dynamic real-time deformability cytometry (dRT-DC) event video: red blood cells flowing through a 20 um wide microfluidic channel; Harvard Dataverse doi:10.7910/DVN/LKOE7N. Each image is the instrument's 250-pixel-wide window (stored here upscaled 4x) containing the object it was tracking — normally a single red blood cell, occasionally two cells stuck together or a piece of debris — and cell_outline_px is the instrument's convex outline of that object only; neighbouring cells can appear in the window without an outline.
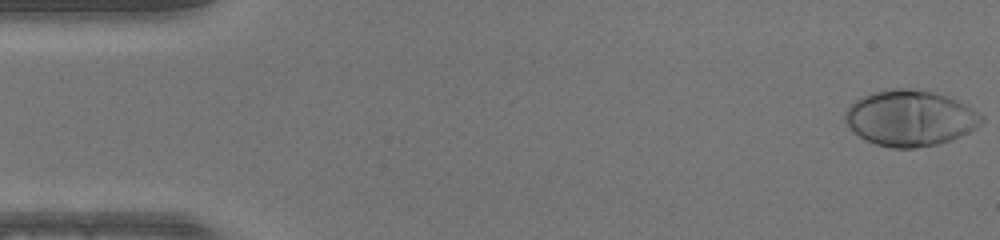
{"species": "human", "species_latin": "Homo sapiens", "temperature_condition": "warm", "stored_images_in_passage": 50, "camera_frame_rate_fps": 3000, "um_per_image_px": 0.085, "donor": {"sex": "male"}, "frame": {"image": 1, "passage_image": 1, "time_ms": 0.0, "image_size_px": [1000, 240], "cell_outline_px": [[984, 124], [960, 136], [936, 144], [916, 148], [892, 148], [876, 144], [852, 132], [844, 120], [844, 112], [860, 96], [872, 92], [888, 88], [912, 88], [932, 92], [948, 96], [972, 108], [984, 116]], "centroid_in_image_um": [77.35, 10.03], "position_along_channel_um": 7.6, "area_um2": 44.56}}
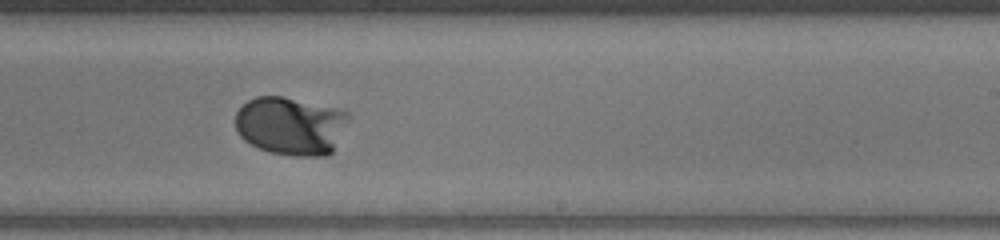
{"frame": {"image": 2, "passage_image": 30, "time_ms": 9.667, "image_size_px": [1000, 240], "cell_outline_px": [[352, 116], [332, 152], [328, 156], [292, 156], [268, 152], [244, 140], [236, 132], [236, 112], [248, 100], [256, 96], [280, 96], [340, 108], [348, 112]], "centroid_in_image_um": [24.75, 10.69], "position_along_channel_um": 264.3, "area_um2": 38.9}}
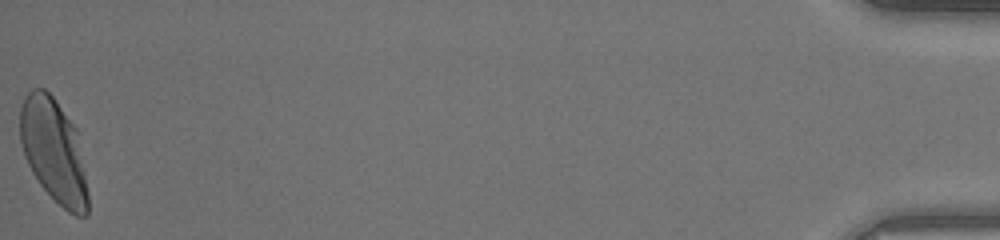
{"frame": {"image": 3, "passage_image": 50, "time_ms": 16.333, "image_size_px": [1000, 240], "cell_outline_px": [[88, 216], [76, 216], [68, 212], [40, 184], [32, 172], [24, 156], [20, 140], [20, 108], [24, 96], [32, 88], [44, 88], [52, 96], [76, 128], [88, 192]], "centroid_in_image_um": [4.55, 12.81], "position_along_channel_um": 430.7, "area_um2": 40.69}}